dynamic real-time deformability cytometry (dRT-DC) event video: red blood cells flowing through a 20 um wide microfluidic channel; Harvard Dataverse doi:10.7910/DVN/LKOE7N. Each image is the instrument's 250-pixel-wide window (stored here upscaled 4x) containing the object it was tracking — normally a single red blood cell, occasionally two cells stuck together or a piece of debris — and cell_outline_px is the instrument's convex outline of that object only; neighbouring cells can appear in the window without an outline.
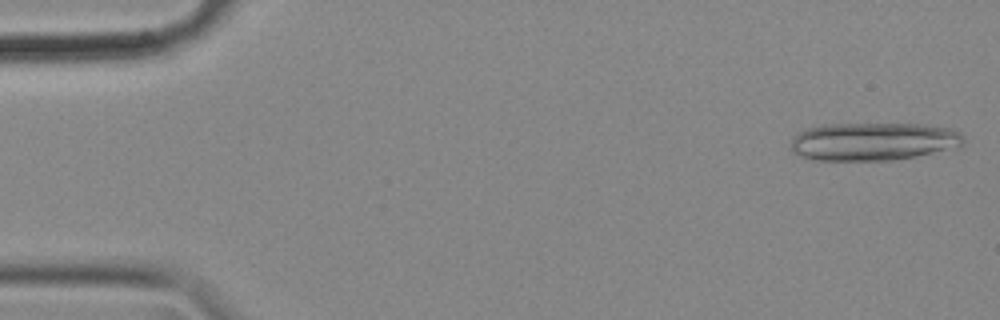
{"species": "common noctule bat (a hibernating species)", "species_latin": "Nyctalus noctula", "temperature_condition": "cold", "stored_images_in_passage": 19, "camera_frame_rate_fps": 3000, "um_per_image_px": 0.085, "animal": {"sex": "female", "body_mass_g": 18.4}, "frame": {"image": 1, "passage_image": 1, "time_ms": 0.0, "image_size_px": [1000, 320], "cell_outline_px": [[964, 144], [960, 148], [916, 156], [892, 160], [816, 160], [792, 152], [792, 140], [800, 132], [808, 128], [824, 124], [924, 124], [952, 128], [960, 132], [964, 136]], "centroid_in_image_um": [74.34, 12.02], "position_along_channel_um": 10.7, "area_um2": 38.44}}